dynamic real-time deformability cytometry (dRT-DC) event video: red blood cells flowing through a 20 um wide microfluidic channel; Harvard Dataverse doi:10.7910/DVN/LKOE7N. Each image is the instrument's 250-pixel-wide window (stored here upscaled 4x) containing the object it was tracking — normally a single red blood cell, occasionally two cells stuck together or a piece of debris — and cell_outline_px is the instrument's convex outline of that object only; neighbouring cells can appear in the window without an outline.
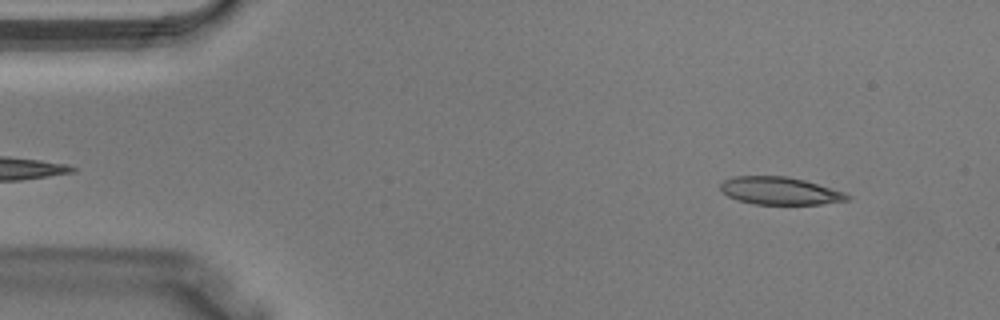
{"species": "Egyptian fruit bat (a non-hibernating species)", "species_latin": "Rousettus aegyptiacus", "temperature_condition": "warm", "stored_images_in_passage": 37, "camera_frame_rate_fps": 3000, "um_per_image_px": 0.085, "animal": {"sex": "male"}, "frame": {"image": 1, "passage_image": 3, "time_ms": 0.667, "image_size_px": [1000, 320], "cell_outline_px": [[852, 196], [848, 200], [820, 204], [756, 204], [736, 200], [728, 196], [720, 188], [720, 184], [724, 180], [732, 176], [784, 176], [804, 180], [844, 192]], "centroid_in_image_um": [66.27, 16.22], "position_along_channel_um": 18.7, "area_um2": 20.29}}
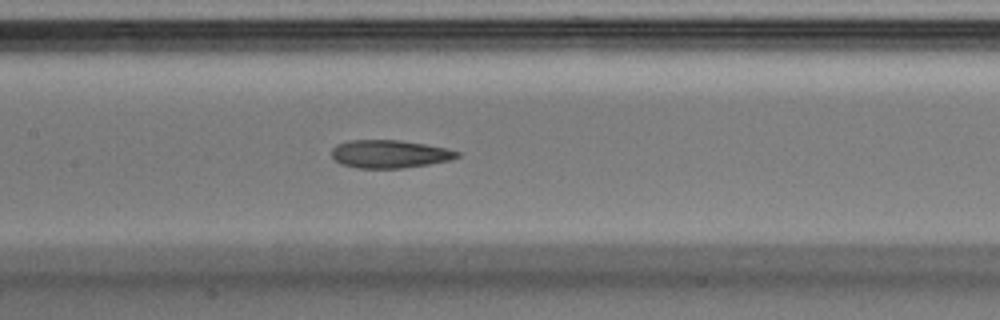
{"frame": {"image": 2, "passage_image": 17, "time_ms": 5.333, "image_size_px": [1000, 320], "cell_outline_px": [[460, 156], [452, 160], [428, 164], [400, 168], [356, 168], [340, 164], [332, 156], [332, 148], [336, 144], [348, 140], [400, 140], [448, 148], [460, 152]], "centroid_in_image_um": [33.12, 13.08], "position_along_channel_um": 174.3, "area_um2": 20.58}}
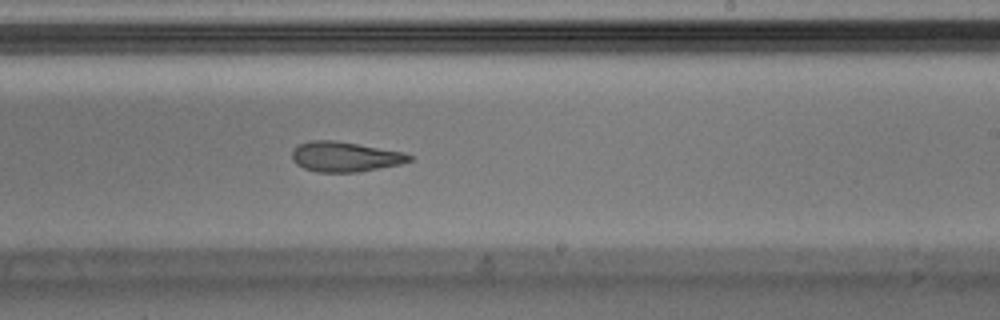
{"frame": {"image": 3, "passage_image": 22, "time_ms": 7.0, "image_size_px": [1000, 320], "cell_outline_px": [[412, 160], [400, 164], [360, 172], [316, 172], [304, 168], [296, 164], [292, 160], [292, 148], [300, 144], [312, 140], [336, 140], [404, 152], [412, 156]], "centroid_in_image_um": [29.31, 13.32], "position_along_channel_um": 259.7, "area_um2": 20.63}}